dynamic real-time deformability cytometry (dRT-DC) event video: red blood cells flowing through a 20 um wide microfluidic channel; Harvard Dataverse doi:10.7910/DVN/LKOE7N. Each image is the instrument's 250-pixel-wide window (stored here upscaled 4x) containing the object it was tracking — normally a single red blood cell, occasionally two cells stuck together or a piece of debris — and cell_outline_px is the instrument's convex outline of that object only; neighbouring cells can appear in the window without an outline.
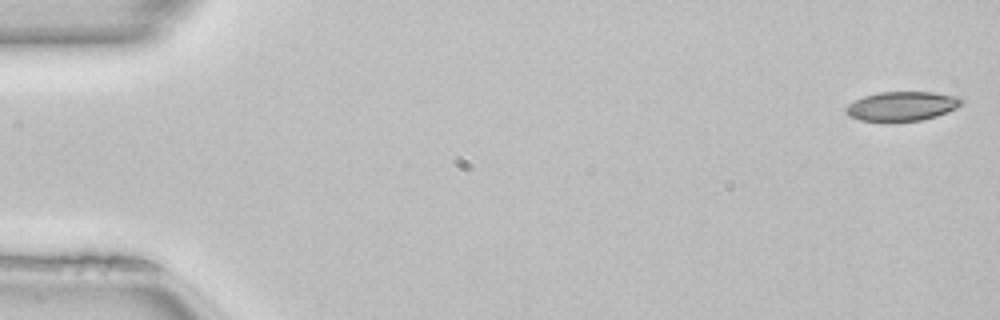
{"species": "common noctule bat (a hibernating species)", "species_latin": "Nyctalus noctula", "temperature_condition": "room temperature", "stored_images_in_passage": 50, "camera_frame_rate_fps": 3000, "um_per_image_px": 0.085, "animal": {"sex": "female", "body_mass_g": 22.7, "forearm_length_mm": 54.2}, "frame": {"image": 1, "passage_image": 1, "time_ms": 0.0, "image_size_px": [1000, 320], "cell_outline_px": [[964, 100], [956, 108], [936, 116], [920, 120], [892, 124], [884, 124], [860, 120], [848, 116], [844, 112], [844, 108], [848, 104], [864, 96], [880, 92], [932, 92], [960, 96]], "centroid_in_image_um": [76.61, 9.07], "position_along_channel_um": 8.4, "area_um2": 20.46}}
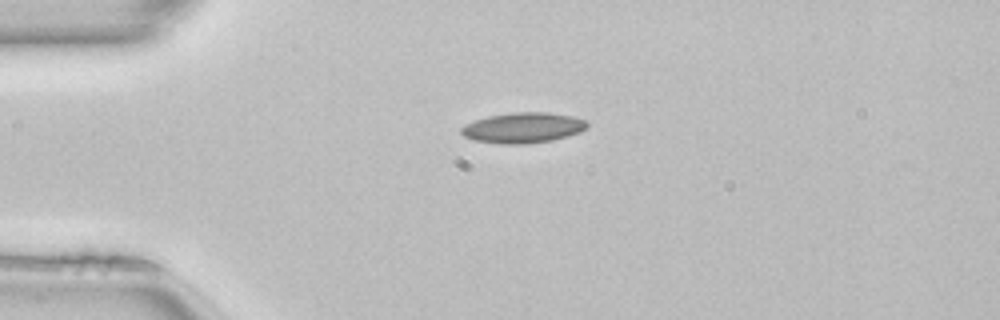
{"frame": {"image": 2, "passage_image": 12, "time_ms": 3.667, "image_size_px": [1000, 320], "cell_outline_px": [[588, 124], [580, 132], [568, 136], [552, 140], [528, 144], [500, 144], [476, 140], [464, 136], [460, 132], [460, 128], [464, 124], [488, 116], [512, 112], [548, 112], [572, 116], [584, 120]], "centroid_in_image_um": [44.43, 10.86], "position_along_channel_um": 40.6, "area_um2": 22.31}}
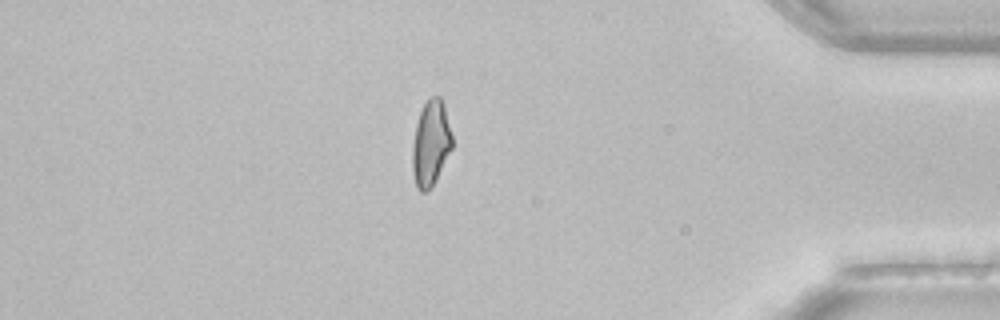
{"frame": {"image": 3, "passage_image": 43, "time_ms": 14.0, "image_size_px": [1000, 320], "cell_outline_px": [[452, 148], [436, 180], [424, 192], [420, 192], [416, 188], [412, 168], [412, 144], [416, 124], [420, 112], [424, 104], [432, 96], [440, 96], [444, 104], [452, 136]], "centroid_in_image_um": [36.61, 12.18], "position_along_channel_um": 398.6, "area_um2": 19.71}, "authors_computed_cell_mechanics": {"area_um2": 20.6057, "velocity_mm_per_s": 4.0845, "shape_relaxation_time_tau1_ms": 8.6846, "shape_relaxation_time_tau2_ms": 4.7448, "deformation_change_tau1": 0.186, "deformation_change_tau2": 0.1109}}